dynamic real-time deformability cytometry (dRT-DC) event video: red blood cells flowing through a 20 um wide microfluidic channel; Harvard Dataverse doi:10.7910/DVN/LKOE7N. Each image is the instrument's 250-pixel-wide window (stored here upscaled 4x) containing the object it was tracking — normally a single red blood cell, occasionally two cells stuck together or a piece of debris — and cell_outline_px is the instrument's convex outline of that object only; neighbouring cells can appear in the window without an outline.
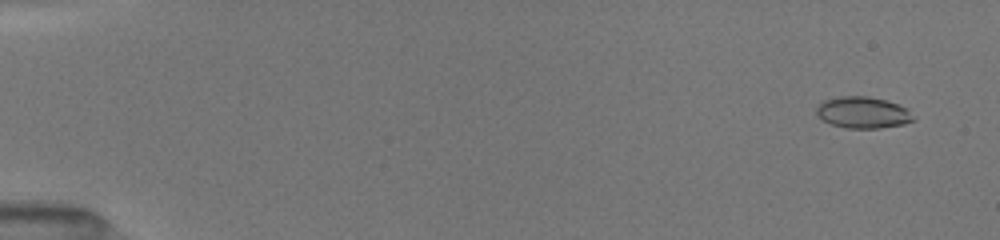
{"species": "common noctule bat (a hibernating species)", "species_latin": "Nyctalus noctula", "temperature_condition": "room temperature", "stored_images_in_passage": 41, "camera_frame_rate_fps": 3000, "um_per_image_px": 0.085, "animal": {"sex": "female", "body_mass_g": 19.5, "forearm_length_mm": 54.1}, "frame": {"image": 1, "passage_image": 2, "time_ms": 0.333, "image_size_px": [1000, 240], "cell_outline_px": [[916, 120], [904, 124], [880, 128], [848, 128], [832, 124], [824, 120], [816, 112], [816, 108], [824, 100], [840, 96], [868, 96], [900, 104], [908, 108], [916, 116]], "centroid_in_image_um": [73.43, 9.56], "position_along_channel_um": 11.6, "area_um2": 17.86}}
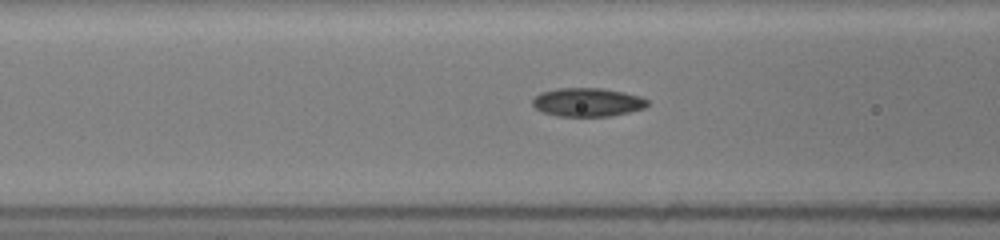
{"frame": {"image": 2, "passage_image": 24, "time_ms": 6.667, "image_size_px": [1000, 240], "cell_outline_px": [[648, 104], [644, 108], [612, 116], [556, 116], [540, 112], [532, 104], [532, 100], [540, 92], [556, 88], [600, 88], [624, 92], [640, 96], [648, 100]], "centroid_in_image_um": [49.91, 8.69], "position_along_channel_um": 116.7, "area_um2": 19.25}}
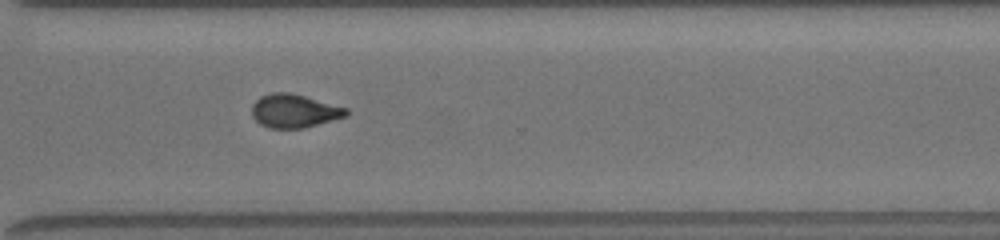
{"frame": {"image": 3, "passage_image": 40, "time_ms": 12.333, "image_size_px": [1000, 240], "cell_outline_px": [[348, 116], [304, 128], [268, 128], [260, 124], [252, 116], [252, 104], [260, 96], [272, 92], [288, 92], [304, 96], [348, 108]], "centroid_in_image_um": [25.0, 9.43], "position_along_channel_um": 345.6, "area_um2": 18.44}}